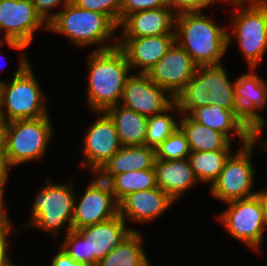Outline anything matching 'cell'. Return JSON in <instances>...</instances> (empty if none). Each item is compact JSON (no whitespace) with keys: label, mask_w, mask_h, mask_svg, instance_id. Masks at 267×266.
Here are the masks:
<instances>
[{"label":"cell","mask_w":267,"mask_h":266,"mask_svg":"<svg viewBox=\"0 0 267 266\" xmlns=\"http://www.w3.org/2000/svg\"><path fill=\"white\" fill-rule=\"evenodd\" d=\"M87 60V104L92 112H105L108 108L120 104L126 79L132 71L124 51L119 46L94 50Z\"/></svg>","instance_id":"1"},{"label":"cell","mask_w":267,"mask_h":266,"mask_svg":"<svg viewBox=\"0 0 267 266\" xmlns=\"http://www.w3.org/2000/svg\"><path fill=\"white\" fill-rule=\"evenodd\" d=\"M203 12L175 18V41L197 66L219 65L228 50V26L220 27Z\"/></svg>","instance_id":"2"},{"label":"cell","mask_w":267,"mask_h":266,"mask_svg":"<svg viewBox=\"0 0 267 266\" xmlns=\"http://www.w3.org/2000/svg\"><path fill=\"white\" fill-rule=\"evenodd\" d=\"M223 64L197 66L190 81L174 98L180 114L206 105H219L232 110L239 118L235 97V80L231 82Z\"/></svg>","instance_id":"3"},{"label":"cell","mask_w":267,"mask_h":266,"mask_svg":"<svg viewBox=\"0 0 267 266\" xmlns=\"http://www.w3.org/2000/svg\"><path fill=\"white\" fill-rule=\"evenodd\" d=\"M19 59L12 81L1 83L0 119L4 123L48 115L44 92L37 83L29 60L23 54Z\"/></svg>","instance_id":"4"},{"label":"cell","mask_w":267,"mask_h":266,"mask_svg":"<svg viewBox=\"0 0 267 266\" xmlns=\"http://www.w3.org/2000/svg\"><path fill=\"white\" fill-rule=\"evenodd\" d=\"M62 9L48 24L47 31L64 35L72 44L79 47L98 44L95 51L118 46L117 36H112L118 27L106 15L82 9L75 4H67ZM110 38H113L115 43L104 44Z\"/></svg>","instance_id":"5"},{"label":"cell","mask_w":267,"mask_h":266,"mask_svg":"<svg viewBox=\"0 0 267 266\" xmlns=\"http://www.w3.org/2000/svg\"><path fill=\"white\" fill-rule=\"evenodd\" d=\"M52 134L49 115L5 123L3 148L10 168L43 158Z\"/></svg>","instance_id":"6"},{"label":"cell","mask_w":267,"mask_h":266,"mask_svg":"<svg viewBox=\"0 0 267 266\" xmlns=\"http://www.w3.org/2000/svg\"><path fill=\"white\" fill-rule=\"evenodd\" d=\"M35 201L32 204L30 220L27 226L54 234L56 237L61 228H66V234L72 230L74 201L76 193L73 191V181L69 183H52L46 179Z\"/></svg>","instance_id":"7"},{"label":"cell","mask_w":267,"mask_h":266,"mask_svg":"<svg viewBox=\"0 0 267 266\" xmlns=\"http://www.w3.org/2000/svg\"><path fill=\"white\" fill-rule=\"evenodd\" d=\"M257 141L258 137L256 136L247 145L240 146L226 160L217 180L210 187V193L214 198L228 203L257 194V191H252L256 173L253 160H251Z\"/></svg>","instance_id":"8"},{"label":"cell","mask_w":267,"mask_h":266,"mask_svg":"<svg viewBox=\"0 0 267 266\" xmlns=\"http://www.w3.org/2000/svg\"><path fill=\"white\" fill-rule=\"evenodd\" d=\"M234 8L233 32H227L228 47L235 35L245 61L255 69L267 50V2L250 4L244 10L242 5H234Z\"/></svg>","instance_id":"9"},{"label":"cell","mask_w":267,"mask_h":266,"mask_svg":"<svg viewBox=\"0 0 267 266\" xmlns=\"http://www.w3.org/2000/svg\"><path fill=\"white\" fill-rule=\"evenodd\" d=\"M227 209L218 218L227 232L249 248L260 251L267 224L257 195L226 203Z\"/></svg>","instance_id":"10"},{"label":"cell","mask_w":267,"mask_h":266,"mask_svg":"<svg viewBox=\"0 0 267 266\" xmlns=\"http://www.w3.org/2000/svg\"><path fill=\"white\" fill-rule=\"evenodd\" d=\"M87 189L79 197L75 196L72 229L95 225L119 214L118 202L114 198L110 184L101 180L96 174ZM77 201V202H76Z\"/></svg>","instance_id":"11"},{"label":"cell","mask_w":267,"mask_h":266,"mask_svg":"<svg viewBox=\"0 0 267 266\" xmlns=\"http://www.w3.org/2000/svg\"><path fill=\"white\" fill-rule=\"evenodd\" d=\"M41 27L48 29L32 0H0V34L3 30L4 41L21 42L28 47Z\"/></svg>","instance_id":"12"},{"label":"cell","mask_w":267,"mask_h":266,"mask_svg":"<svg viewBox=\"0 0 267 266\" xmlns=\"http://www.w3.org/2000/svg\"><path fill=\"white\" fill-rule=\"evenodd\" d=\"M97 114L100 117L88 126L82 146V167H87L92 174H96L122 147L115 124L109 115L104 111Z\"/></svg>","instance_id":"13"},{"label":"cell","mask_w":267,"mask_h":266,"mask_svg":"<svg viewBox=\"0 0 267 266\" xmlns=\"http://www.w3.org/2000/svg\"><path fill=\"white\" fill-rule=\"evenodd\" d=\"M155 84L147 73L130 74L126 79L120 104L145 117H152L167 110L174 98Z\"/></svg>","instance_id":"14"},{"label":"cell","mask_w":267,"mask_h":266,"mask_svg":"<svg viewBox=\"0 0 267 266\" xmlns=\"http://www.w3.org/2000/svg\"><path fill=\"white\" fill-rule=\"evenodd\" d=\"M196 68L190 55L175 41L147 74L155 84L175 98L193 77Z\"/></svg>","instance_id":"15"},{"label":"cell","mask_w":267,"mask_h":266,"mask_svg":"<svg viewBox=\"0 0 267 266\" xmlns=\"http://www.w3.org/2000/svg\"><path fill=\"white\" fill-rule=\"evenodd\" d=\"M249 69L250 72L235 80V97L240 119L259 137L267 125L266 120L257 112L267 103V83L258 74L253 73L254 68Z\"/></svg>","instance_id":"16"},{"label":"cell","mask_w":267,"mask_h":266,"mask_svg":"<svg viewBox=\"0 0 267 266\" xmlns=\"http://www.w3.org/2000/svg\"><path fill=\"white\" fill-rule=\"evenodd\" d=\"M175 18L176 14L169 5L128 14L118 25V28H122V33L117 38L175 34Z\"/></svg>","instance_id":"17"},{"label":"cell","mask_w":267,"mask_h":266,"mask_svg":"<svg viewBox=\"0 0 267 266\" xmlns=\"http://www.w3.org/2000/svg\"><path fill=\"white\" fill-rule=\"evenodd\" d=\"M174 201L159 187L128 194L119 203V215L125 220L149 223L166 212Z\"/></svg>","instance_id":"18"},{"label":"cell","mask_w":267,"mask_h":266,"mask_svg":"<svg viewBox=\"0 0 267 266\" xmlns=\"http://www.w3.org/2000/svg\"><path fill=\"white\" fill-rule=\"evenodd\" d=\"M118 46L124 51L130 69L147 73L167 53L175 42V34L139 38H117Z\"/></svg>","instance_id":"19"},{"label":"cell","mask_w":267,"mask_h":266,"mask_svg":"<svg viewBox=\"0 0 267 266\" xmlns=\"http://www.w3.org/2000/svg\"><path fill=\"white\" fill-rule=\"evenodd\" d=\"M87 238L89 266H97L134 229L118 214L110 220L78 229Z\"/></svg>","instance_id":"20"},{"label":"cell","mask_w":267,"mask_h":266,"mask_svg":"<svg viewBox=\"0 0 267 266\" xmlns=\"http://www.w3.org/2000/svg\"><path fill=\"white\" fill-rule=\"evenodd\" d=\"M189 115L197 122L221 132L232 141V134L238 136L241 145H247L256 134L232 111L213 104L193 109ZM232 132V134L230 133Z\"/></svg>","instance_id":"21"},{"label":"cell","mask_w":267,"mask_h":266,"mask_svg":"<svg viewBox=\"0 0 267 266\" xmlns=\"http://www.w3.org/2000/svg\"><path fill=\"white\" fill-rule=\"evenodd\" d=\"M157 186L174 201L179 200L183 192L195 184H200L187 158L177 160L155 159Z\"/></svg>","instance_id":"22"},{"label":"cell","mask_w":267,"mask_h":266,"mask_svg":"<svg viewBox=\"0 0 267 266\" xmlns=\"http://www.w3.org/2000/svg\"><path fill=\"white\" fill-rule=\"evenodd\" d=\"M156 149L143 146H122L96 173L109 182L115 175L154 168Z\"/></svg>","instance_id":"23"},{"label":"cell","mask_w":267,"mask_h":266,"mask_svg":"<svg viewBox=\"0 0 267 266\" xmlns=\"http://www.w3.org/2000/svg\"><path fill=\"white\" fill-rule=\"evenodd\" d=\"M179 128L185 134L191 152L231 150L232 141L223 133L215 131L189 114H180Z\"/></svg>","instance_id":"24"},{"label":"cell","mask_w":267,"mask_h":266,"mask_svg":"<svg viewBox=\"0 0 267 266\" xmlns=\"http://www.w3.org/2000/svg\"><path fill=\"white\" fill-rule=\"evenodd\" d=\"M115 124L122 146H143L147 132L148 118L121 104L105 111Z\"/></svg>","instance_id":"25"},{"label":"cell","mask_w":267,"mask_h":266,"mask_svg":"<svg viewBox=\"0 0 267 266\" xmlns=\"http://www.w3.org/2000/svg\"><path fill=\"white\" fill-rule=\"evenodd\" d=\"M143 235L133 230L97 266H152L143 249Z\"/></svg>","instance_id":"26"},{"label":"cell","mask_w":267,"mask_h":266,"mask_svg":"<svg viewBox=\"0 0 267 266\" xmlns=\"http://www.w3.org/2000/svg\"><path fill=\"white\" fill-rule=\"evenodd\" d=\"M230 152V150L191 152L187 159L199 182L212 185L224 168L226 160L231 155Z\"/></svg>","instance_id":"27"},{"label":"cell","mask_w":267,"mask_h":266,"mask_svg":"<svg viewBox=\"0 0 267 266\" xmlns=\"http://www.w3.org/2000/svg\"><path fill=\"white\" fill-rule=\"evenodd\" d=\"M109 184L118 203L130 193L158 187L154 168L115 175Z\"/></svg>","instance_id":"28"},{"label":"cell","mask_w":267,"mask_h":266,"mask_svg":"<svg viewBox=\"0 0 267 266\" xmlns=\"http://www.w3.org/2000/svg\"><path fill=\"white\" fill-rule=\"evenodd\" d=\"M174 109L180 115L177 105L173 103L164 112L148 117L145 137L146 146L156 149L179 127V123L174 119L175 117L169 115V112H172Z\"/></svg>","instance_id":"29"},{"label":"cell","mask_w":267,"mask_h":266,"mask_svg":"<svg viewBox=\"0 0 267 266\" xmlns=\"http://www.w3.org/2000/svg\"><path fill=\"white\" fill-rule=\"evenodd\" d=\"M190 153L186 136L179 127L156 148V158L161 160L184 159Z\"/></svg>","instance_id":"30"},{"label":"cell","mask_w":267,"mask_h":266,"mask_svg":"<svg viewBox=\"0 0 267 266\" xmlns=\"http://www.w3.org/2000/svg\"><path fill=\"white\" fill-rule=\"evenodd\" d=\"M60 248L78 263L89 266L87 238L79 230H70Z\"/></svg>","instance_id":"31"},{"label":"cell","mask_w":267,"mask_h":266,"mask_svg":"<svg viewBox=\"0 0 267 266\" xmlns=\"http://www.w3.org/2000/svg\"><path fill=\"white\" fill-rule=\"evenodd\" d=\"M74 4L106 15L117 27L120 24L122 0H78Z\"/></svg>","instance_id":"32"},{"label":"cell","mask_w":267,"mask_h":266,"mask_svg":"<svg viewBox=\"0 0 267 266\" xmlns=\"http://www.w3.org/2000/svg\"><path fill=\"white\" fill-rule=\"evenodd\" d=\"M168 6L167 0H122L121 20L128 14Z\"/></svg>","instance_id":"33"},{"label":"cell","mask_w":267,"mask_h":266,"mask_svg":"<svg viewBox=\"0 0 267 266\" xmlns=\"http://www.w3.org/2000/svg\"><path fill=\"white\" fill-rule=\"evenodd\" d=\"M168 5L176 15L182 13L203 12L202 9L211 6L216 0H167Z\"/></svg>","instance_id":"34"},{"label":"cell","mask_w":267,"mask_h":266,"mask_svg":"<svg viewBox=\"0 0 267 266\" xmlns=\"http://www.w3.org/2000/svg\"><path fill=\"white\" fill-rule=\"evenodd\" d=\"M32 2L37 14L47 25L57 16V13L51 12V9L68 4V0H32Z\"/></svg>","instance_id":"35"},{"label":"cell","mask_w":267,"mask_h":266,"mask_svg":"<svg viewBox=\"0 0 267 266\" xmlns=\"http://www.w3.org/2000/svg\"><path fill=\"white\" fill-rule=\"evenodd\" d=\"M12 228H0V266H11L13 262L8 255V240Z\"/></svg>","instance_id":"36"},{"label":"cell","mask_w":267,"mask_h":266,"mask_svg":"<svg viewBox=\"0 0 267 266\" xmlns=\"http://www.w3.org/2000/svg\"><path fill=\"white\" fill-rule=\"evenodd\" d=\"M52 260L51 266H88L86 264L76 262L61 248Z\"/></svg>","instance_id":"37"},{"label":"cell","mask_w":267,"mask_h":266,"mask_svg":"<svg viewBox=\"0 0 267 266\" xmlns=\"http://www.w3.org/2000/svg\"><path fill=\"white\" fill-rule=\"evenodd\" d=\"M4 187L5 185H0V228H11L12 222L10 221V218L8 214H6L5 210V203L3 202V196H4Z\"/></svg>","instance_id":"38"},{"label":"cell","mask_w":267,"mask_h":266,"mask_svg":"<svg viewBox=\"0 0 267 266\" xmlns=\"http://www.w3.org/2000/svg\"><path fill=\"white\" fill-rule=\"evenodd\" d=\"M10 170V166L6 159V154L4 149H0V185H6L8 177V173Z\"/></svg>","instance_id":"39"},{"label":"cell","mask_w":267,"mask_h":266,"mask_svg":"<svg viewBox=\"0 0 267 266\" xmlns=\"http://www.w3.org/2000/svg\"><path fill=\"white\" fill-rule=\"evenodd\" d=\"M256 195L259 197V199L261 201L263 212H264L265 221H266V224H267V189H263V190L257 191Z\"/></svg>","instance_id":"40"},{"label":"cell","mask_w":267,"mask_h":266,"mask_svg":"<svg viewBox=\"0 0 267 266\" xmlns=\"http://www.w3.org/2000/svg\"><path fill=\"white\" fill-rule=\"evenodd\" d=\"M218 1V0H216ZM219 1H226L229 3V5H243L245 6V4H260V3H265L267 2V0H219ZM245 3V4H244Z\"/></svg>","instance_id":"41"},{"label":"cell","mask_w":267,"mask_h":266,"mask_svg":"<svg viewBox=\"0 0 267 266\" xmlns=\"http://www.w3.org/2000/svg\"><path fill=\"white\" fill-rule=\"evenodd\" d=\"M8 44V46L10 48H14L16 50L22 51L24 49H26L27 47L25 45H23L21 42H15V41H4L2 39V37L0 36V46L3 44L5 45L6 43Z\"/></svg>","instance_id":"42"},{"label":"cell","mask_w":267,"mask_h":266,"mask_svg":"<svg viewBox=\"0 0 267 266\" xmlns=\"http://www.w3.org/2000/svg\"><path fill=\"white\" fill-rule=\"evenodd\" d=\"M5 123L0 119V149L3 148V130H4Z\"/></svg>","instance_id":"43"},{"label":"cell","mask_w":267,"mask_h":266,"mask_svg":"<svg viewBox=\"0 0 267 266\" xmlns=\"http://www.w3.org/2000/svg\"><path fill=\"white\" fill-rule=\"evenodd\" d=\"M258 142H260V143H258V144H260V145H262L261 147H262V149L263 150H265L266 152H267V141L265 140H262V141H260L259 140V137H258Z\"/></svg>","instance_id":"44"},{"label":"cell","mask_w":267,"mask_h":266,"mask_svg":"<svg viewBox=\"0 0 267 266\" xmlns=\"http://www.w3.org/2000/svg\"><path fill=\"white\" fill-rule=\"evenodd\" d=\"M78 0H68V4H74Z\"/></svg>","instance_id":"45"}]
</instances>
